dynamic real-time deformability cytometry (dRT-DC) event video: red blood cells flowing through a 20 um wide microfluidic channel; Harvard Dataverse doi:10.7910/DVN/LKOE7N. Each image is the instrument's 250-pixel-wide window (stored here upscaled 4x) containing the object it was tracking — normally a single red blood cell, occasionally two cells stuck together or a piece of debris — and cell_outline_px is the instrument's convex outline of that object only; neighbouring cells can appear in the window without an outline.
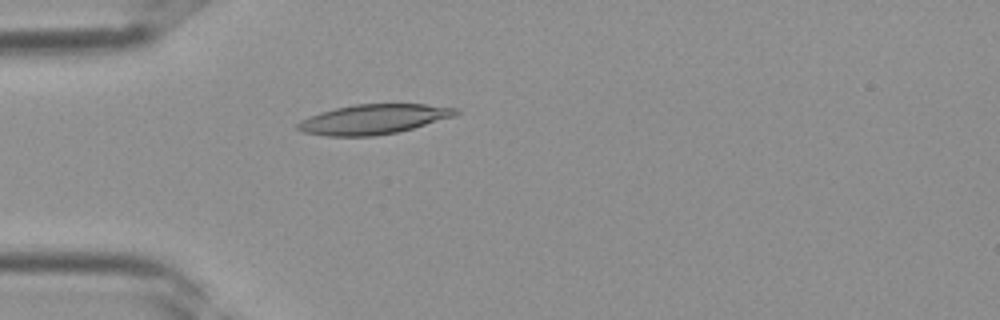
{"species": "Egyptian fruit bat (a non-hibernating species)", "species_latin": "Rousettus aegyptiacus", "temperature_condition": "room temperature", "stored_images_in_passage": 32, "camera_frame_rate_fps": 3000, "um_per_image_px": 0.085, "frame": {"image": 1, "passage_image": 6, "time_ms": 1.667, "image_size_px": [1000, 320], "cell_outline_px": [[460, 112], [456, 116], [412, 128], [396, 132], [376, 136], [328, 136], [304, 132], [296, 128], [296, 124], [300, 120], [320, 112], [336, 108], [356, 104], [424, 104], [460, 108]], "centroid_in_image_um": [31.77, 10.13], "position_along_channel_um": 53.2, "area_um2": 27.4}}
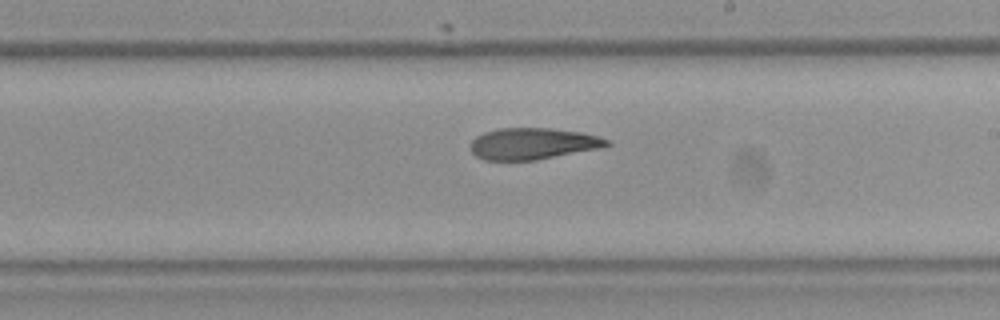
{"frame": {"image": 2, "passage_image": 17, "time_ms": 5.333, "image_size_px": [1000, 320], "cell_outline_px": [[612, 144], [604, 148], [536, 160], [484, 160], [476, 156], [472, 152], [472, 140], [476, 136], [484, 132], [500, 128], [552, 128], [580, 132], [596, 136], [608, 140]], "centroid_in_image_um": [45.32, 12.21], "position_along_channel_um": 243.7, "area_um2": 25.09}}
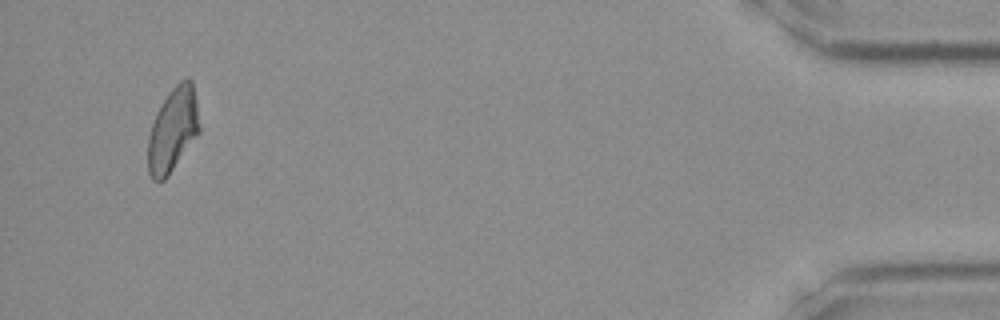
{"frame": {"image": 3, "passage_image": 31, "time_ms": 10.0, "image_size_px": [1000, 320], "cell_outline_px": [[200, 132], [168, 176], [164, 180], [152, 180], [148, 172], [148, 136], [156, 112], [168, 92], [180, 80], [188, 76], [192, 80], [196, 100], [200, 124]], "centroid_in_image_um": [14.7, 11.01], "position_along_channel_um": 420.5, "area_um2": 25.37}}